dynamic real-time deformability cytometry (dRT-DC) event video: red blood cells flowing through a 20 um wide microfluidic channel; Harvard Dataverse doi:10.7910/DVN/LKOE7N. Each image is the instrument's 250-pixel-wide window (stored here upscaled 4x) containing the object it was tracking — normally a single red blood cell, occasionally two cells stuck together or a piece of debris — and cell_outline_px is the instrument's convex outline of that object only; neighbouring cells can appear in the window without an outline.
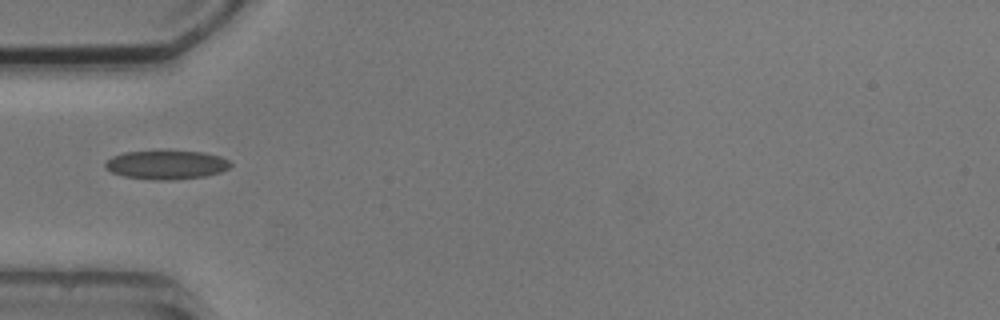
{"species": "common noctule bat (a hibernating species)", "species_latin": "Nyctalus noctula", "temperature_condition": "cold", "stored_images_in_passage": 10, "camera_frame_rate_fps": 3000, "um_per_image_px": 0.085, "animal": {"sex": "male", "body_mass_g": 20.5, "forearm_length_mm": 52.5}, "frame": {"image": 1, "passage_image": 4, "time_ms": 4.667, "image_size_px": [1000, 320], "cell_outline_px": [[232, 164], [228, 168], [220, 172], [204, 176], [176, 180], [156, 180], [124, 176], [112, 172], [104, 168], [104, 164], [112, 156], [124, 152], [160, 148], [168, 148], [204, 152], [220, 156], [228, 160]], "centroid_in_image_um": [14.13, 13.95], "position_along_channel_um": 70.9, "area_um2": 22.02}}